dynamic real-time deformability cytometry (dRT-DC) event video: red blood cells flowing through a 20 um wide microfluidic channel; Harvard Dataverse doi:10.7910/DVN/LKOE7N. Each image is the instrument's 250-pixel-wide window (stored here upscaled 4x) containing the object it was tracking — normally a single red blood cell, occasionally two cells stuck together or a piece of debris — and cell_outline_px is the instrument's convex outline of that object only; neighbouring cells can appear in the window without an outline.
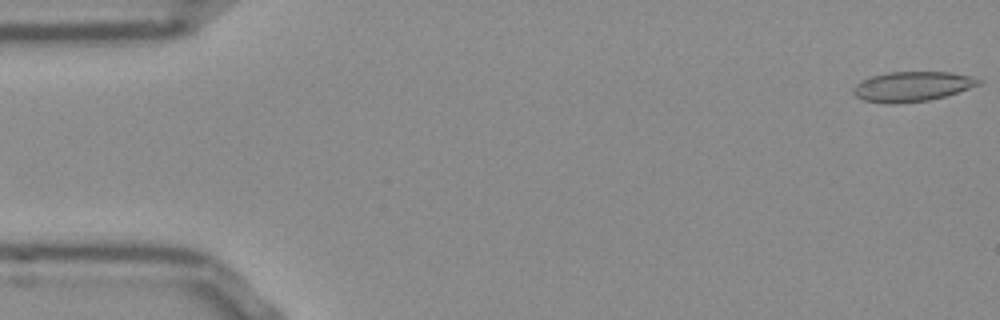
{"species": "Egyptian fruit bat (a non-hibernating species)", "species_latin": "Rousettus aegyptiacus", "temperature_condition": "room temperature", "stored_images_in_passage": 52, "camera_frame_rate_fps": 3000, "um_per_image_px": 0.085, "frame": {"image": 1, "passage_image": 1, "time_ms": 0.0, "image_size_px": [1000, 320], "cell_outline_px": [[984, 80], [980, 84], [944, 96], [928, 100], [892, 104], [884, 104], [864, 100], [856, 96], [852, 92], [852, 88], [860, 80], [872, 76], [888, 72], [948, 72], [972, 76]], "centroid_in_image_um": [77.49, 7.35], "position_along_channel_um": 7.5, "area_um2": 21.79}}
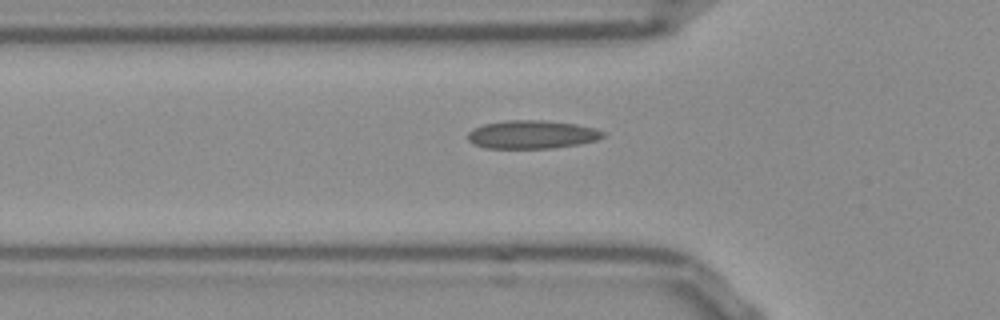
{"frame": {"image": 2, "passage_image": 17, "time_ms": 5.333, "image_size_px": [1000, 320], "cell_outline_px": [[604, 136], [596, 140], [580, 144], [552, 148], [484, 148], [472, 144], [468, 140], [468, 132], [472, 128], [484, 124], [504, 120], [544, 120], [576, 124], [596, 128], [604, 132]], "centroid_in_image_um": [45.19, 11.43], "position_along_channel_um": 80.6, "area_um2": 22.48}}
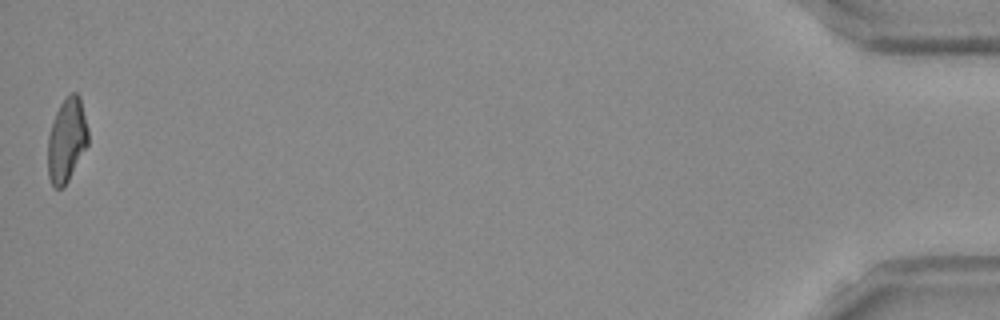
{"frame": {"image": 3, "passage_image": 52, "time_ms": 17.0, "image_size_px": [1000, 320], "cell_outline_px": [[88, 144], [64, 188], [52, 188], [48, 176], [48, 136], [52, 120], [60, 104], [72, 92], [76, 92], [80, 96], [88, 128]], "centroid_in_image_um": [5.66, 11.93], "position_along_channel_um": 429.5, "area_um2": 19.83}, "authors_computed_cell_mechanics": {"area_um2": 20.8658, "velocity_mm_per_s": 3.8551, "shape_relaxation_time_tau1_ms": null, "shape_relaxation_time_tau2_ms": 1.772, "deformation_change_tau1": null, "deformation_change_tau2": 0.0887}}